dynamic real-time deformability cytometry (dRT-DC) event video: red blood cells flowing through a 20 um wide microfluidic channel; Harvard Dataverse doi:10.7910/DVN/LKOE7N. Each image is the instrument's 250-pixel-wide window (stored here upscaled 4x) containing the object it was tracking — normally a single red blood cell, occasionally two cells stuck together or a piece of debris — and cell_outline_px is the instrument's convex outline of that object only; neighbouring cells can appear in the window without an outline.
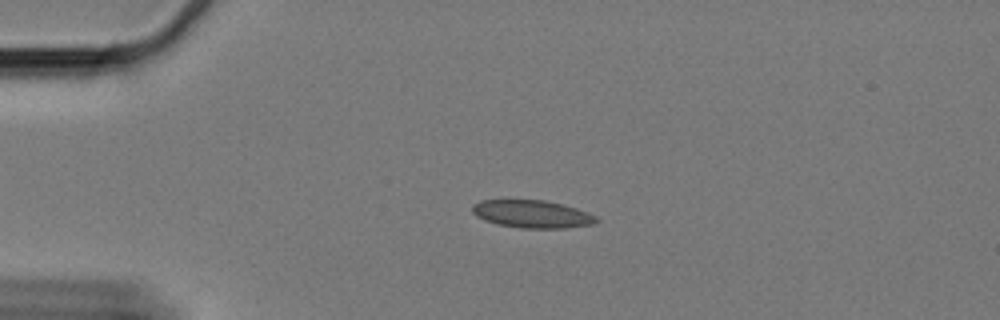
{"species": "Egyptian fruit bat (a non-hibernating species)", "species_latin": "Rousettus aegyptiacus", "temperature_condition": "cold", "stored_images_in_passage": 48, "camera_frame_rate_fps": 3000, "um_per_image_px": 0.085, "animal": {"sex": "female"}, "frame": {"image": 1, "passage_image": 1, "time_ms": 0.0, "image_size_px": [1000, 320], "cell_outline_px": [[600, 220], [596, 224], [564, 228], [520, 228], [500, 224], [484, 220], [476, 216], [472, 212], [472, 204], [480, 200], [544, 200], [564, 204], [588, 212], [596, 216]], "centroid_in_image_um": [45.26, 18.19], "position_along_channel_um": 39.7, "area_um2": 20.17}}
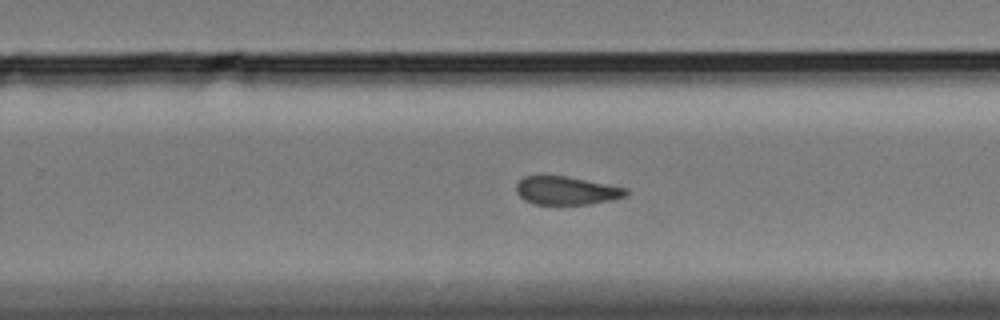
{"frame": {"image": 2, "passage_image": 26, "time_ms": 8.333, "image_size_px": [1000, 320], "cell_outline_px": [[628, 196], [588, 204], [536, 204], [524, 200], [516, 192], [516, 184], [524, 176], [568, 176], [628, 188]], "centroid_in_image_um": [48.16, 16.19], "position_along_channel_um": 281.6, "area_um2": 18.03}}
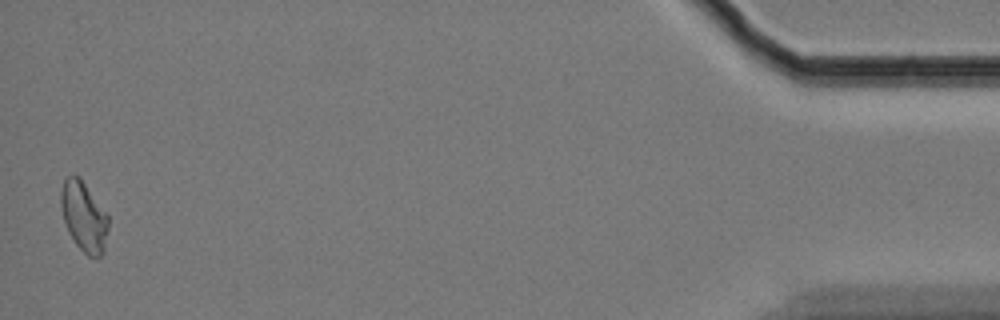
{"frame": {"image": 3, "passage_image": 47, "time_ms": 15.333, "image_size_px": [1000, 320], "cell_outline_px": [[108, 228], [104, 252], [100, 256], [88, 256], [76, 244], [68, 232], [64, 220], [60, 204], [60, 192], [64, 180], [68, 176], [80, 176], [108, 212]], "centroid_in_image_um": [7.15, 18.37], "position_along_channel_um": 428.1, "area_um2": 19.54}, "authors_computed_cell_mechanics": {"area_um2": 19.1029, "velocity_mm_per_s": 3.2769, "shape_relaxation_time_tau1_ms": null, "shape_relaxation_time_tau2_ms": 2.5387, "deformation_change_tau1": null, "deformation_change_tau2": 0.0566}}